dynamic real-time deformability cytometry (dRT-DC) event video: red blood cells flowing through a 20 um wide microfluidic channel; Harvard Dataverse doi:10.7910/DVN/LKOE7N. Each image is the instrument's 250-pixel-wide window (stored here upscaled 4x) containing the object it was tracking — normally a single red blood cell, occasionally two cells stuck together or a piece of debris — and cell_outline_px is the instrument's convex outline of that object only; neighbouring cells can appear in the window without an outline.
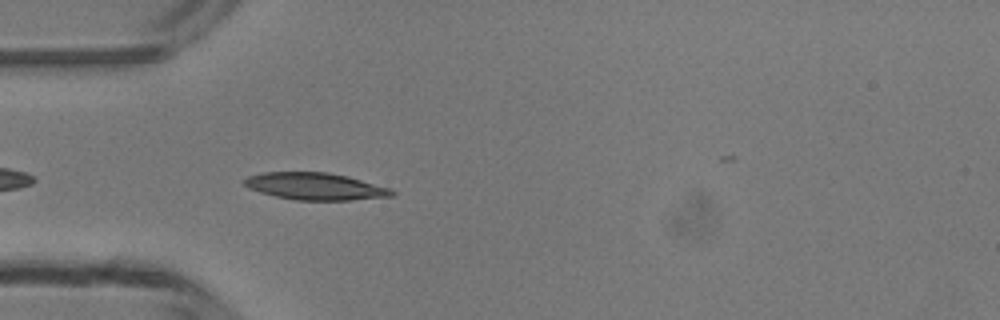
{"species": "common noctule bat (a hibernating species)", "species_latin": "Nyctalus noctula", "temperature_condition": "room temperature", "stored_images_in_passage": 18, "camera_frame_rate_fps": 3000, "um_per_image_px": 0.085, "animal": {"sex": "male", "body_mass_g": 13.3}, "frame": {"image": 1, "passage_image": 3, "time_ms": 0.667, "image_size_px": [1000, 320], "cell_outline_px": [[396, 192], [392, 196], [352, 200], [296, 200], [276, 196], [260, 192], [248, 188], [240, 180], [248, 176], [260, 172], [328, 172], [348, 176], [388, 188]], "centroid_in_image_um": [26.73, 15.83], "position_along_channel_um": 58.3, "area_um2": 23.29}}
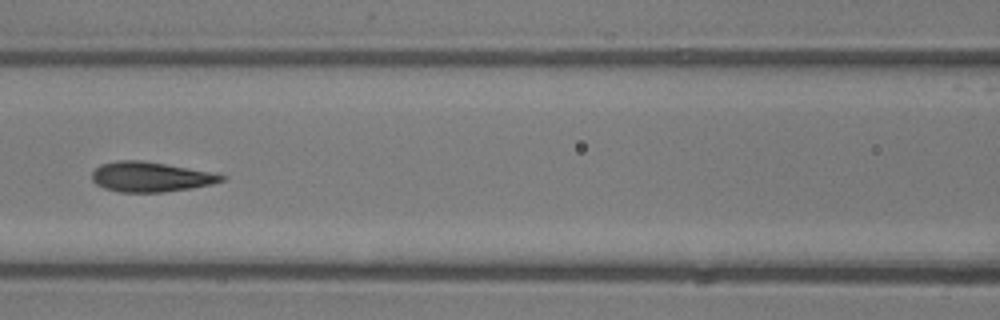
{"frame": {"image": 2, "passage_image": 10, "time_ms": 3.0, "image_size_px": [1000, 320], "cell_outline_px": [[228, 176], [224, 180], [212, 184], [192, 188], [164, 192], [120, 192], [104, 188], [96, 184], [92, 180], [92, 172], [100, 164], [116, 160], [140, 160], [216, 172]], "centroid_in_image_um": [12.83, 15.03], "position_along_channel_um": 153.8, "area_um2": 22.83}}
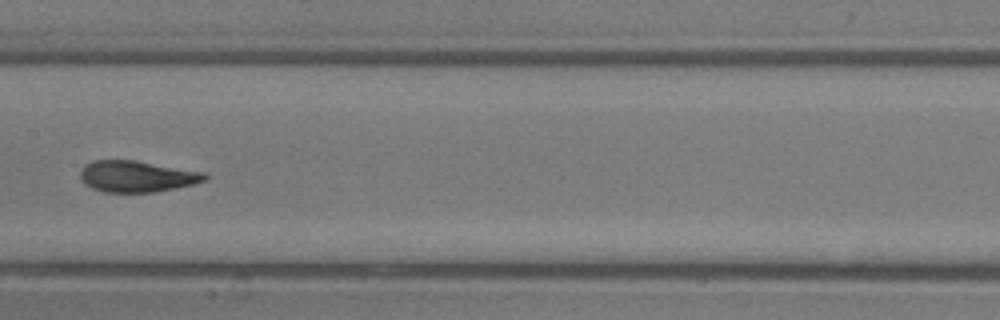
{"frame": {"image": 3, "passage_image": 13, "time_ms": 4.0, "image_size_px": [1000, 320], "cell_outline_px": [[208, 176], [204, 180], [192, 184], [152, 192], [104, 192], [92, 188], [80, 176], [80, 172], [84, 164], [92, 160], [136, 160], [204, 172]], "centroid_in_image_um": [11.61, 14.97], "position_along_channel_um": 195.8, "area_um2": 22.43}}